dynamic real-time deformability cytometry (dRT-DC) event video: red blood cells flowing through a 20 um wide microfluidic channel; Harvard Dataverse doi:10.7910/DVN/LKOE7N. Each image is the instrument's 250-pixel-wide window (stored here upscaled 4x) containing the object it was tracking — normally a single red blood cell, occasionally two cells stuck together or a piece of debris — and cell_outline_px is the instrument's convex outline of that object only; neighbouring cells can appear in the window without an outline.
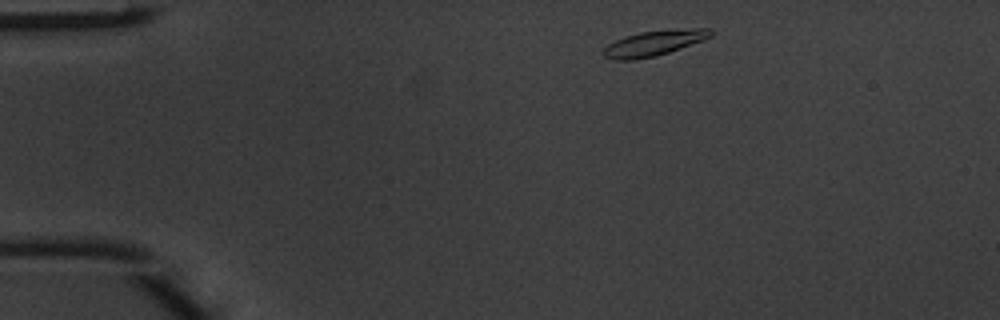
{"species": "common noctule bat (a hibernating species)", "species_latin": "Nyctalus noctula", "temperature_condition": "warm", "stored_images_in_passage": 43, "camera_frame_rate_fps": 3000, "um_per_image_px": 0.085, "animal": {"sex": "male", "body_mass_g": 20.1, "forearm_length_mm": 53.5}, "frame": {"image": 1, "passage_image": 2, "time_ms": 0.333, "image_size_px": [1000, 320], "cell_outline_px": [[712, 36], [704, 40], [656, 56], [632, 60], [616, 60], [604, 56], [600, 52], [608, 44], [624, 36], [640, 32], [696, 28], [708, 28], [712, 32]], "centroid_in_image_um": [55.55, 3.67], "position_along_channel_um": 29.5, "area_um2": 15.66}}
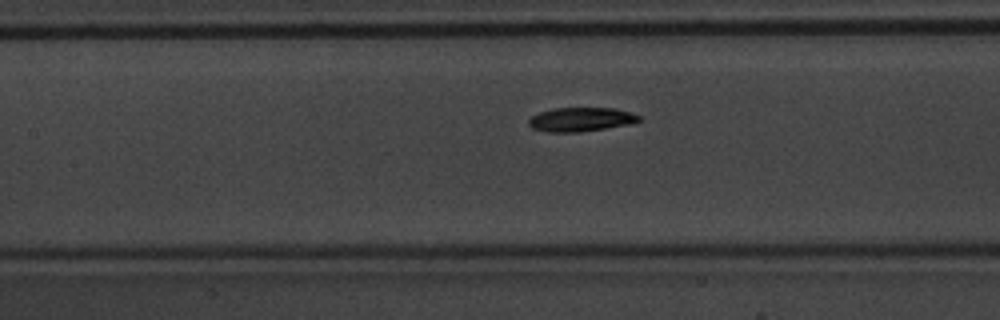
{"frame": {"image": 2, "passage_image": 16, "time_ms": 5.0, "image_size_px": [1000, 320], "cell_outline_px": [[640, 120], [628, 124], [580, 132], [548, 132], [532, 128], [528, 124], [528, 120], [532, 116], [540, 112], [552, 108], [616, 108], [632, 112], [640, 116]], "centroid_in_image_um": [49.36, 10.14], "position_along_channel_um": 158.0, "area_um2": 15.37}}
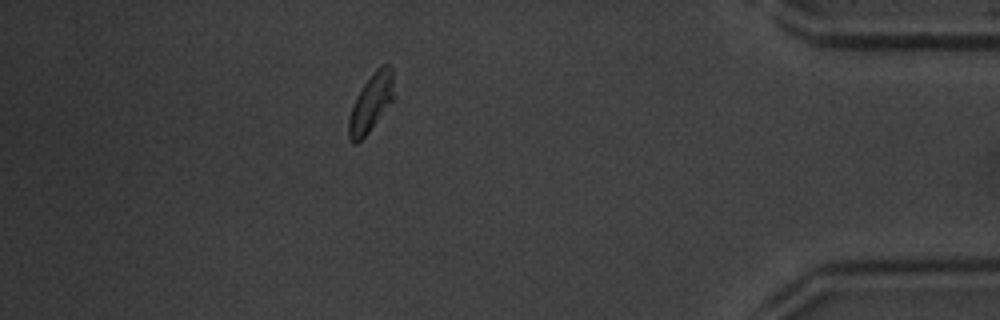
{"frame": {"image": 3, "passage_image": 37, "time_ms": 12.0, "image_size_px": [1000, 320], "cell_outline_px": [[392, 100], [368, 132], [356, 144], [352, 144], [348, 140], [348, 116], [356, 96], [364, 84], [376, 68], [380, 64], [388, 64], [392, 68]], "centroid_in_image_um": [31.48, 8.75], "position_along_channel_um": 403.7, "area_um2": 14.91}, "authors_computed_cell_mechanics": {"area_um2": 15.4904, "velocity_mm_per_s": 4.0854, "shape_relaxation_time_tau1_ms": 2.8704, "shape_relaxation_time_tau2_ms": 4.9047, "deformation_change_tau1": 0.129, "deformation_change_tau2": 0.0977}}